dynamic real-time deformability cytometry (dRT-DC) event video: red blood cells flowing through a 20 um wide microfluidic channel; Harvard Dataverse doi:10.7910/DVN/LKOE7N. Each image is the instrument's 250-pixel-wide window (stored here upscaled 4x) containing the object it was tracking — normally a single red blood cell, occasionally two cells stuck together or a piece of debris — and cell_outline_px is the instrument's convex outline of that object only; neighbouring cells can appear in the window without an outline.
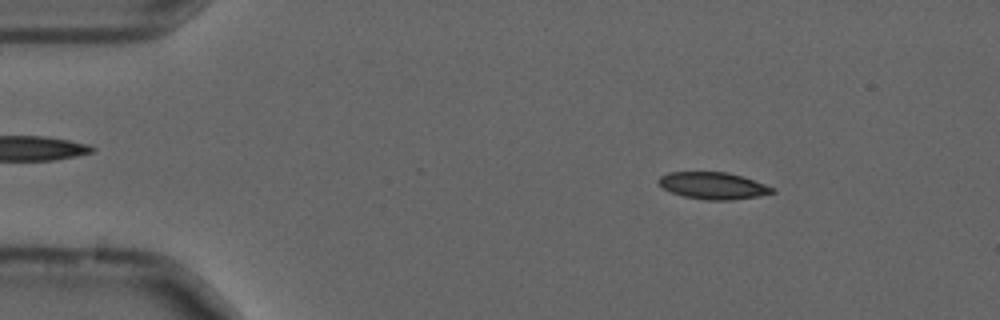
{"species": "common noctule bat (a hibernating species)", "species_latin": "Nyctalus noctula", "temperature_condition": "cold", "stored_images_in_passage": 50, "camera_frame_rate_fps": 3000, "um_per_image_px": 0.085, "animal": {"sex": "male", "forearm_length_mm": 52.5}, "frame": {"image": 1, "passage_image": 3, "time_ms": 0.667, "image_size_px": [1000, 320], "cell_outline_px": [[776, 192], [756, 196], [728, 200], [708, 200], [684, 196], [672, 192], [664, 188], [656, 180], [660, 176], [668, 172], [728, 172], [776, 188]], "centroid_in_image_um": [60.6, 15.77], "position_along_channel_um": 24.4, "area_um2": 17.57}}
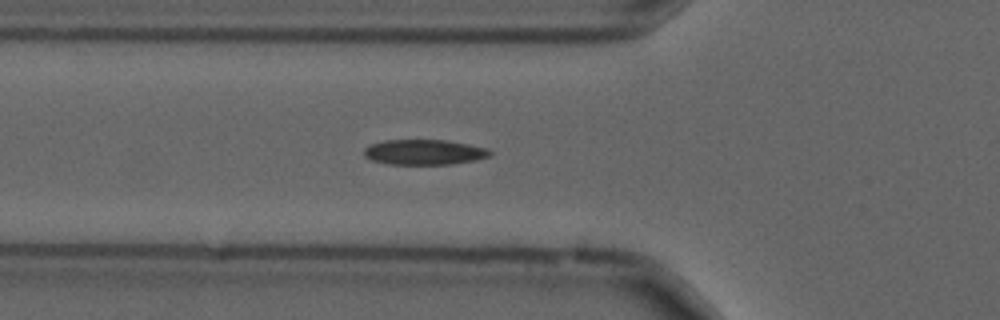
{"frame": {"image": 2, "passage_image": 14, "time_ms": 4.333, "image_size_px": [1000, 320], "cell_outline_px": [[492, 156], [476, 160], [452, 164], [388, 164], [372, 160], [364, 156], [364, 148], [372, 144], [384, 140], [448, 140], [488, 148], [492, 152]], "centroid_in_image_um": [36.09, 12.93], "position_along_channel_um": 89.7, "area_um2": 18.61}}
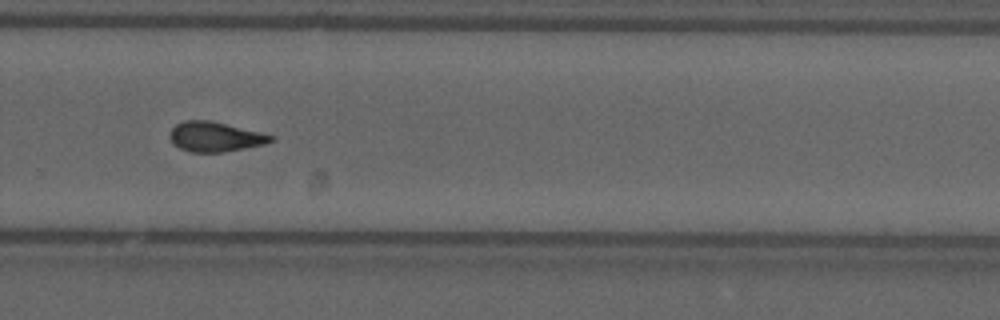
{"frame": {"image": 3, "passage_image": 32, "time_ms": 10.333, "image_size_px": [1000, 320], "cell_outline_px": [[276, 140], [264, 144], [224, 152], [192, 152], [180, 148], [172, 144], [168, 136], [172, 128], [176, 124], [184, 120], [208, 120], [260, 132], [276, 136]], "centroid_in_image_um": [18.27, 11.63], "position_along_channel_um": 311.5, "area_um2": 17.57}, "authors_computed_cell_mechanics": {"area_um2": 17.8891, "velocity_mm_per_s": 3.6926, "shape_relaxation_time_tau1_ms": 8.2063, "shape_relaxation_time_tau2_ms": 2.808, "deformation_change_tau1": 0.201, "deformation_change_tau2": 0.0916}}